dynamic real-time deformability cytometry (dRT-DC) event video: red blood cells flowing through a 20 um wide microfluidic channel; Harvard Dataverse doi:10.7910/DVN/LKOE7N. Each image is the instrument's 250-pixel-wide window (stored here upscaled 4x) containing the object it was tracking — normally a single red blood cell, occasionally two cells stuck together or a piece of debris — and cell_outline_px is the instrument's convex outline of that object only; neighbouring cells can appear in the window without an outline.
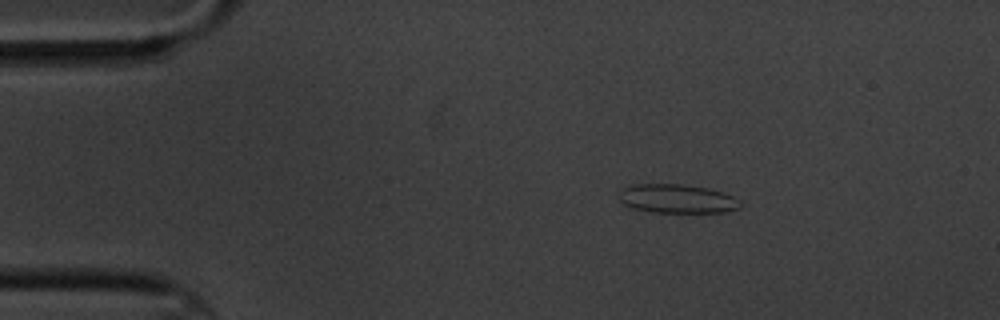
{"species": "common noctule bat (a hibernating species)", "species_latin": "Nyctalus noctula", "temperature_condition": "cold", "stored_images_in_passage": 4, "camera_frame_rate_fps": 3000, "um_per_image_px": 0.085, "animal": {"sex": "male", "body_mass_g": 20.1, "forearm_length_mm": 53.5}, "frame": {"image": 1, "passage_image": 2, "time_ms": 2.333, "image_size_px": [1000, 320], "cell_outline_px": [[740, 208], [724, 212], [652, 212], [632, 208], [624, 204], [620, 200], [620, 192], [624, 188], [636, 184], [680, 184], [708, 188], [732, 196], [740, 200]], "centroid_in_image_um": [57.56, 16.89], "position_along_channel_um": 27.4, "area_um2": 20.17}}